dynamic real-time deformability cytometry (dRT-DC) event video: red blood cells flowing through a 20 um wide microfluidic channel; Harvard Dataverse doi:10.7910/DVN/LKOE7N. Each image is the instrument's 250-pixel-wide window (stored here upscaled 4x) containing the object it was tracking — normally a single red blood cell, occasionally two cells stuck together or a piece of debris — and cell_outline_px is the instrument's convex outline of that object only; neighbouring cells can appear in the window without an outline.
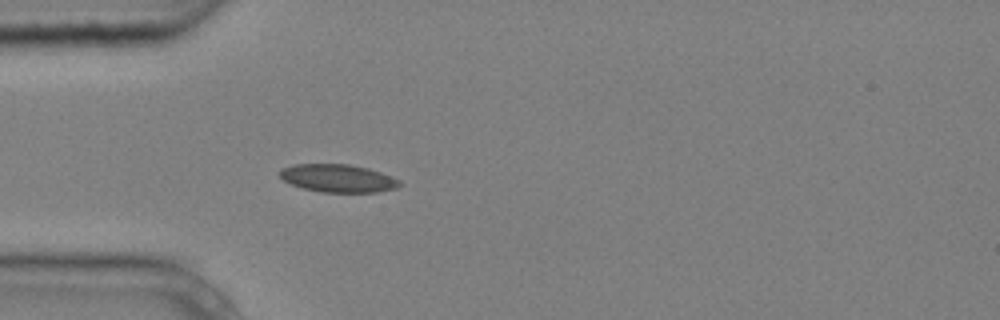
{"species": "common noctule bat (a hibernating species)", "species_latin": "Nyctalus noctula", "temperature_condition": "cold", "stored_images_in_passage": 4, "camera_frame_rate_fps": 3000, "um_per_image_px": 0.085, "animal": {"sex": "male", "body_mass_g": 20.4}, "frame": {"image": 1, "passage_image": 4, "time_ms": 1.0, "image_size_px": [1000, 320], "cell_outline_px": [[404, 184], [396, 188], [376, 192], [320, 192], [304, 188], [292, 184], [284, 180], [280, 176], [280, 168], [296, 164], [348, 164], [368, 168], [380, 172], [400, 180]], "centroid_in_image_um": [28.75, 15.15], "position_along_channel_um": 56.3, "area_um2": 19.42}}